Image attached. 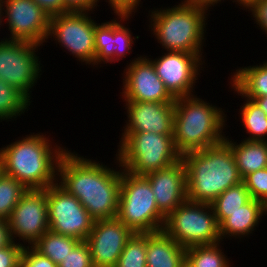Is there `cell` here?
<instances>
[{"label": "cell", "instance_id": "33", "mask_svg": "<svg viewBox=\"0 0 267 267\" xmlns=\"http://www.w3.org/2000/svg\"><path fill=\"white\" fill-rule=\"evenodd\" d=\"M19 267H57L48 257L42 256L32 246L22 250Z\"/></svg>", "mask_w": 267, "mask_h": 267}, {"label": "cell", "instance_id": "18", "mask_svg": "<svg viewBox=\"0 0 267 267\" xmlns=\"http://www.w3.org/2000/svg\"><path fill=\"white\" fill-rule=\"evenodd\" d=\"M123 102L127 114L123 132L173 135L175 102Z\"/></svg>", "mask_w": 267, "mask_h": 267}, {"label": "cell", "instance_id": "9", "mask_svg": "<svg viewBox=\"0 0 267 267\" xmlns=\"http://www.w3.org/2000/svg\"><path fill=\"white\" fill-rule=\"evenodd\" d=\"M93 12L69 11L53 15L49 20L47 41L52 38L56 45L59 44L64 52L77 58L94 69L95 59V28L97 21L89 16ZM65 48V49H64ZM66 50V51H65Z\"/></svg>", "mask_w": 267, "mask_h": 267}, {"label": "cell", "instance_id": "44", "mask_svg": "<svg viewBox=\"0 0 267 267\" xmlns=\"http://www.w3.org/2000/svg\"><path fill=\"white\" fill-rule=\"evenodd\" d=\"M2 7H1V1H0V27H2ZM1 29V28H0ZM1 31V30H0Z\"/></svg>", "mask_w": 267, "mask_h": 267}, {"label": "cell", "instance_id": "28", "mask_svg": "<svg viewBox=\"0 0 267 267\" xmlns=\"http://www.w3.org/2000/svg\"><path fill=\"white\" fill-rule=\"evenodd\" d=\"M250 199V193L244 182L234 185L221 193L211 203L218 225L226 219V213L236 212Z\"/></svg>", "mask_w": 267, "mask_h": 267}, {"label": "cell", "instance_id": "5", "mask_svg": "<svg viewBox=\"0 0 267 267\" xmlns=\"http://www.w3.org/2000/svg\"><path fill=\"white\" fill-rule=\"evenodd\" d=\"M187 174V200L211 204L228 188L243 182L231 148L223 141L182 156Z\"/></svg>", "mask_w": 267, "mask_h": 267}, {"label": "cell", "instance_id": "24", "mask_svg": "<svg viewBox=\"0 0 267 267\" xmlns=\"http://www.w3.org/2000/svg\"><path fill=\"white\" fill-rule=\"evenodd\" d=\"M244 103L240 105L239 118L242 127L249 136L242 140L266 141L267 142V115L251 99L244 98ZM246 101V102H245Z\"/></svg>", "mask_w": 267, "mask_h": 267}, {"label": "cell", "instance_id": "35", "mask_svg": "<svg viewBox=\"0 0 267 267\" xmlns=\"http://www.w3.org/2000/svg\"><path fill=\"white\" fill-rule=\"evenodd\" d=\"M267 37V0H255L246 10Z\"/></svg>", "mask_w": 267, "mask_h": 267}, {"label": "cell", "instance_id": "13", "mask_svg": "<svg viewBox=\"0 0 267 267\" xmlns=\"http://www.w3.org/2000/svg\"><path fill=\"white\" fill-rule=\"evenodd\" d=\"M6 40L27 41L43 46L47 41L50 16L33 0H0ZM6 20V21H5Z\"/></svg>", "mask_w": 267, "mask_h": 267}, {"label": "cell", "instance_id": "8", "mask_svg": "<svg viewBox=\"0 0 267 267\" xmlns=\"http://www.w3.org/2000/svg\"><path fill=\"white\" fill-rule=\"evenodd\" d=\"M162 230L183 248L221 242L219 225L209 203L186 200L165 217Z\"/></svg>", "mask_w": 267, "mask_h": 267}, {"label": "cell", "instance_id": "4", "mask_svg": "<svg viewBox=\"0 0 267 267\" xmlns=\"http://www.w3.org/2000/svg\"><path fill=\"white\" fill-rule=\"evenodd\" d=\"M224 112L197 94L175 99L173 140L178 153L183 156L225 141Z\"/></svg>", "mask_w": 267, "mask_h": 267}, {"label": "cell", "instance_id": "37", "mask_svg": "<svg viewBox=\"0 0 267 267\" xmlns=\"http://www.w3.org/2000/svg\"><path fill=\"white\" fill-rule=\"evenodd\" d=\"M50 17L53 15L69 12L64 0H33Z\"/></svg>", "mask_w": 267, "mask_h": 267}, {"label": "cell", "instance_id": "34", "mask_svg": "<svg viewBox=\"0 0 267 267\" xmlns=\"http://www.w3.org/2000/svg\"><path fill=\"white\" fill-rule=\"evenodd\" d=\"M23 245L13 242L0 249V267H19Z\"/></svg>", "mask_w": 267, "mask_h": 267}, {"label": "cell", "instance_id": "19", "mask_svg": "<svg viewBox=\"0 0 267 267\" xmlns=\"http://www.w3.org/2000/svg\"><path fill=\"white\" fill-rule=\"evenodd\" d=\"M158 210L166 217L187 200V174L183 160L145 175Z\"/></svg>", "mask_w": 267, "mask_h": 267}, {"label": "cell", "instance_id": "41", "mask_svg": "<svg viewBox=\"0 0 267 267\" xmlns=\"http://www.w3.org/2000/svg\"><path fill=\"white\" fill-rule=\"evenodd\" d=\"M253 100L267 115V96L252 98Z\"/></svg>", "mask_w": 267, "mask_h": 267}, {"label": "cell", "instance_id": "42", "mask_svg": "<svg viewBox=\"0 0 267 267\" xmlns=\"http://www.w3.org/2000/svg\"><path fill=\"white\" fill-rule=\"evenodd\" d=\"M255 0H235V4H237L238 6H241L242 10L244 8L247 9Z\"/></svg>", "mask_w": 267, "mask_h": 267}, {"label": "cell", "instance_id": "22", "mask_svg": "<svg viewBox=\"0 0 267 267\" xmlns=\"http://www.w3.org/2000/svg\"><path fill=\"white\" fill-rule=\"evenodd\" d=\"M233 73V74H232ZM231 91L241 98L252 99L267 96V60L231 72Z\"/></svg>", "mask_w": 267, "mask_h": 267}, {"label": "cell", "instance_id": "1", "mask_svg": "<svg viewBox=\"0 0 267 267\" xmlns=\"http://www.w3.org/2000/svg\"><path fill=\"white\" fill-rule=\"evenodd\" d=\"M114 162L116 169L71 149L59 161L57 183L75 196L95 221L117 217L122 167L116 154Z\"/></svg>", "mask_w": 267, "mask_h": 267}, {"label": "cell", "instance_id": "15", "mask_svg": "<svg viewBox=\"0 0 267 267\" xmlns=\"http://www.w3.org/2000/svg\"><path fill=\"white\" fill-rule=\"evenodd\" d=\"M148 57L137 56L124 67L120 97L123 101L175 102Z\"/></svg>", "mask_w": 267, "mask_h": 267}, {"label": "cell", "instance_id": "46", "mask_svg": "<svg viewBox=\"0 0 267 267\" xmlns=\"http://www.w3.org/2000/svg\"><path fill=\"white\" fill-rule=\"evenodd\" d=\"M184 267H190V266L185 262Z\"/></svg>", "mask_w": 267, "mask_h": 267}, {"label": "cell", "instance_id": "27", "mask_svg": "<svg viewBox=\"0 0 267 267\" xmlns=\"http://www.w3.org/2000/svg\"><path fill=\"white\" fill-rule=\"evenodd\" d=\"M30 105L31 101L21 91L0 79V122L16 121Z\"/></svg>", "mask_w": 267, "mask_h": 267}, {"label": "cell", "instance_id": "23", "mask_svg": "<svg viewBox=\"0 0 267 267\" xmlns=\"http://www.w3.org/2000/svg\"><path fill=\"white\" fill-rule=\"evenodd\" d=\"M225 137V143L231 148L240 176L244 178L251 172L267 167V142L241 140L235 142ZM239 143V144H238Z\"/></svg>", "mask_w": 267, "mask_h": 267}, {"label": "cell", "instance_id": "25", "mask_svg": "<svg viewBox=\"0 0 267 267\" xmlns=\"http://www.w3.org/2000/svg\"><path fill=\"white\" fill-rule=\"evenodd\" d=\"M79 242L80 240L49 230L32 247L42 256L48 257L58 265Z\"/></svg>", "mask_w": 267, "mask_h": 267}, {"label": "cell", "instance_id": "43", "mask_svg": "<svg viewBox=\"0 0 267 267\" xmlns=\"http://www.w3.org/2000/svg\"><path fill=\"white\" fill-rule=\"evenodd\" d=\"M3 174V162H2V158L0 155V176Z\"/></svg>", "mask_w": 267, "mask_h": 267}, {"label": "cell", "instance_id": "11", "mask_svg": "<svg viewBox=\"0 0 267 267\" xmlns=\"http://www.w3.org/2000/svg\"><path fill=\"white\" fill-rule=\"evenodd\" d=\"M47 205L51 232L86 240L95 220L75 196L55 183L47 188Z\"/></svg>", "mask_w": 267, "mask_h": 267}, {"label": "cell", "instance_id": "20", "mask_svg": "<svg viewBox=\"0 0 267 267\" xmlns=\"http://www.w3.org/2000/svg\"><path fill=\"white\" fill-rule=\"evenodd\" d=\"M265 214V204L251 198L236 212L226 213V219L219 225L221 242L223 239H245L253 234Z\"/></svg>", "mask_w": 267, "mask_h": 267}, {"label": "cell", "instance_id": "3", "mask_svg": "<svg viewBox=\"0 0 267 267\" xmlns=\"http://www.w3.org/2000/svg\"><path fill=\"white\" fill-rule=\"evenodd\" d=\"M177 3L171 7H153L148 11L151 37L153 34L166 51L193 53L203 60L206 21L210 13L191 0Z\"/></svg>", "mask_w": 267, "mask_h": 267}, {"label": "cell", "instance_id": "40", "mask_svg": "<svg viewBox=\"0 0 267 267\" xmlns=\"http://www.w3.org/2000/svg\"><path fill=\"white\" fill-rule=\"evenodd\" d=\"M193 3L199 5L201 8L206 9L207 11H210L208 9H211V7L213 6H217V4H221L224 0H191ZM226 1V0H225ZM233 3L235 2V0H231Z\"/></svg>", "mask_w": 267, "mask_h": 267}, {"label": "cell", "instance_id": "31", "mask_svg": "<svg viewBox=\"0 0 267 267\" xmlns=\"http://www.w3.org/2000/svg\"><path fill=\"white\" fill-rule=\"evenodd\" d=\"M251 198L267 203V167L249 173L243 178Z\"/></svg>", "mask_w": 267, "mask_h": 267}, {"label": "cell", "instance_id": "36", "mask_svg": "<svg viewBox=\"0 0 267 267\" xmlns=\"http://www.w3.org/2000/svg\"><path fill=\"white\" fill-rule=\"evenodd\" d=\"M99 2L100 0H98V4ZM105 2L108 3V6L110 5V10L114 11L113 14L129 15H135L138 11L137 8L140 9L139 7H142L141 3L143 4L141 0H105Z\"/></svg>", "mask_w": 267, "mask_h": 267}, {"label": "cell", "instance_id": "39", "mask_svg": "<svg viewBox=\"0 0 267 267\" xmlns=\"http://www.w3.org/2000/svg\"><path fill=\"white\" fill-rule=\"evenodd\" d=\"M13 243L8 221L0 219V249Z\"/></svg>", "mask_w": 267, "mask_h": 267}, {"label": "cell", "instance_id": "45", "mask_svg": "<svg viewBox=\"0 0 267 267\" xmlns=\"http://www.w3.org/2000/svg\"><path fill=\"white\" fill-rule=\"evenodd\" d=\"M265 214L267 215V203L265 204Z\"/></svg>", "mask_w": 267, "mask_h": 267}, {"label": "cell", "instance_id": "14", "mask_svg": "<svg viewBox=\"0 0 267 267\" xmlns=\"http://www.w3.org/2000/svg\"><path fill=\"white\" fill-rule=\"evenodd\" d=\"M166 90L174 98L195 95V84L205 67V59L193 53L165 51L155 59L148 58ZM203 68V69H202Z\"/></svg>", "mask_w": 267, "mask_h": 267}, {"label": "cell", "instance_id": "21", "mask_svg": "<svg viewBox=\"0 0 267 267\" xmlns=\"http://www.w3.org/2000/svg\"><path fill=\"white\" fill-rule=\"evenodd\" d=\"M186 248L163 230L146 233L147 267H184Z\"/></svg>", "mask_w": 267, "mask_h": 267}, {"label": "cell", "instance_id": "10", "mask_svg": "<svg viewBox=\"0 0 267 267\" xmlns=\"http://www.w3.org/2000/svg\"><path fill=\"white\" fill-rule=\"evenodd\" d=\"M39 47L27 41L0 39V79L17 88L31 102L32 90L42 75Z\"/></svg>", "mask_w": 267, "mask_h": 267}, {"label": "cell", "instance_id": "26", "mask_svg": "<svg viewBox=\"0 0 267 267\" xmlns=\"http://www.w3.org/2000/svg\"><path fill=\"white\" fill-rule=\"evenodd\" d=\"M221 243L186 248V263L190 267H232Z\"/></svg>", "mask_w": 267, "mask_h": 267}, {"label": "cell", "instance_id": "17", "mask_svg": "<svg viewBox=\"0 0 267 267\" xmlns=\"http://www.w3.org/2000/svg\"><path fill=\"white\" fill-rule=\"evenodd\" d=\"M133 232L117 217L94 221L86 238L93 267H115L127 240Z\"/></svg>", "mask_w": 267, "mask_h": 267}, {"label": "cell", "instance_id": "32", "mask_svg": "<svg viewBox=\"0 0 267 267\" xmlns=\"http://www.w3.org/2000/svg\"><path fill=\"white\" fill-rule=\"evenodd\" d=\"M57 267H93L89 245L80 241Z\"/></svg>", "mask_w": 267, "mask_h": 267}, {"label": "cell", "instance_id": "29", "mask_svg": "<svg viewBox=\"0 0 267 267\" xmlns=\"http://www.w3.org/2000/svg\"><path fill=\"white\" fill-rule=\"evenodd\" d=\"M28 189L14 177L0 176V219L8 221L12 210Z\"/></svg>", "mask_w": 267, "mask_h": 267}, {"label": "cell", "instance_id": "16", "mask_svg": "<svg viewBox=\"0 0 267 267\" xmlns=\"http://www.w3.org/2000/svg\"><path fill=\"white\" fill-rule=\"evenodd\" d=\"M115 15L117 18L96 25L94 37L95 68L102 67L101 64H112L125 59L127 54L130 55L133 51L134 41L140 37L138 35L133 36L130 28L124 25L126 24L124 21L130 20L132 15Z\"/></svg>", "mask_w": 267, "mask_h": 267}, {"label": "cell", "instance_id": "12", "mask_svg": "<svg viewBox=\"0 0 267 267\" xmlns=\"http://www.w3.org/2000/svg\"><path fill=\"white\" fill-rule=\"evenodd\" d=\"M8 224L13 242L23 247L32 246L49 231L47 188L28 189L12 210Z\"/></svg>", "mask_w": 267, "mask_h": 267}, {"label": "cell", "instance_id": "2", "mask_svg": "<svg viewBox=\"0 0 267 267\" xmlns=\"http://www.w3.org/2000/svg\"><path fill=\"white\" fill-rule=\"evenodd\" d=\"M44 134L33 132L0 148L3 173L27 189H46L57 183L59 161L69 149Z\"/></svg>", "mask_w": 267, "mask_h": 267}, {"label": "cell", "instance_id": "30", "mask_svg": "<svg viewBox=\"0 0 267 267\" xmlns=\"http://www.w3.org/2000/svg\"><path fill=\"white\" fill-rule=\"evenodd\" d=\"M115 267H147L146 233H133L127 240Z\"/></svg>", "mask_w": 267, "mask_h": 267}, {"label": "cell", "instance_id": "6", "mask_svg": "<svg viewBox=\"0 0 267 267\" xmlns=\"http://www.w3.org/2000/svg\"><path fill=\"white\" fill-rule=\"evenodd\" d=\"M116 156L122 169L145 176L167 168L182 156L176 150L173 135L151 132H122Z\"/></svg>", "mask_w": 267, "mask_h": 267}, {"label": "cell", "instance_id": "38", "mask_svg": "<svg viewBox=\"0 0 267 267\" xmlns=\"http://www.w3.org/2000/svg\"><path fill=\"white\" fill-rule=\"evenodd\" d=\"M65 6L70 11H87V12H93L94 9L97 10L98 0H64Z\"/></svg>", "mask_w": 267, "mask_h": 267}, {"label": "cell", "instance_id": "7", "mask_svg": "<svg viewBox=\"0 0 267 267\" xmlns=\"http://www.w3.org/2000/svg\"><path fill=\"white\" fill-rule=\"evenodd\" d=\"M117 218L133 233L162 230L165 216L158 210L151 185L145 176L121 170Z\"/></svg>", "mask_w": 267, "mask_h": 267}]
</instances>
